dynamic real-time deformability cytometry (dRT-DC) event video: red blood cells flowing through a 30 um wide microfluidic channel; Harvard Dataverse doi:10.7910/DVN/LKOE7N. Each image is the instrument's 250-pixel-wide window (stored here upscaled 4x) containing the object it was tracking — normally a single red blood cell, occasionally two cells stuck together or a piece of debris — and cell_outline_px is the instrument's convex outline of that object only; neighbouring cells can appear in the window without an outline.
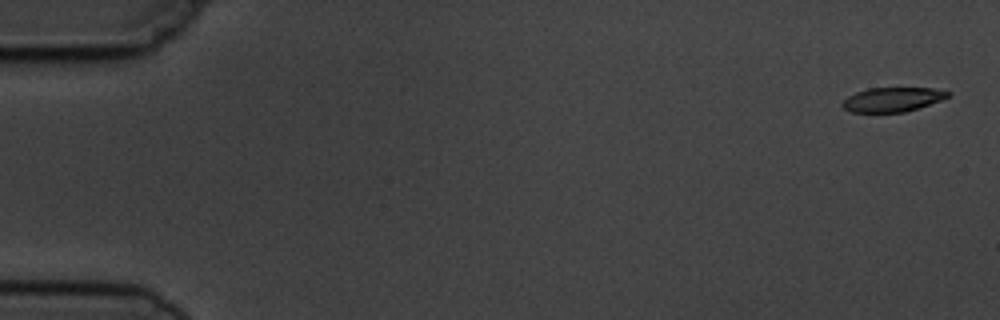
{"species": "common noctule bat (a hibernating species)", "species_latin": "Nyctalus noctula", "temperature_condition": "cold", "stored_images_in_passage": 6, "camera_frame_rate_fps": 3000, "um_per_image_px": 0.085, "animal": {"sex": "male", "body_mass_g": 19.5, "forearm_length_mm": 54.6}, "frame": {"image": 1, "passage_image": 1, "time_ms": 0.0, "image_size_px": [1000, 320], "cell_outline_px": [[952, 92], [948, 96], [940, 100], [904, 112], [852, 112], [844, 108], [840, 104], [848, 96], [856, 92], [868, 88], [932, 88]], "centroid_in_image_um": [75.82, 8.45], "position_along_channel_um": 9.2, "area_um2": 14.74}}
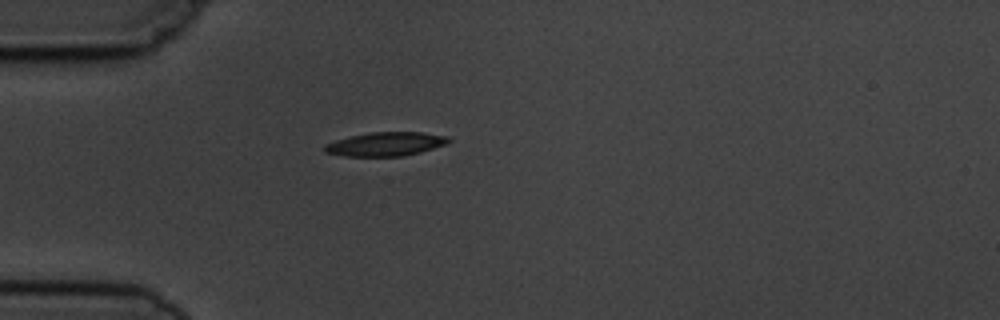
{"frame": {"image": 2, "passage_image": 5, "time_ms": 4.667, "image_size_px": [1000, 320], "cell_outline_px": [[452, 140], [444, 144], [420, 152], [400, 156], [344, 156], [324, 152], [324, 144], [336, 140], [352, 136], [372, 132], [424, 132], [448, 136]], "centroid_in_image_um": [32.77, 12.24], "position_along_channel_um": 52.2, "area_um2": 17.05}}